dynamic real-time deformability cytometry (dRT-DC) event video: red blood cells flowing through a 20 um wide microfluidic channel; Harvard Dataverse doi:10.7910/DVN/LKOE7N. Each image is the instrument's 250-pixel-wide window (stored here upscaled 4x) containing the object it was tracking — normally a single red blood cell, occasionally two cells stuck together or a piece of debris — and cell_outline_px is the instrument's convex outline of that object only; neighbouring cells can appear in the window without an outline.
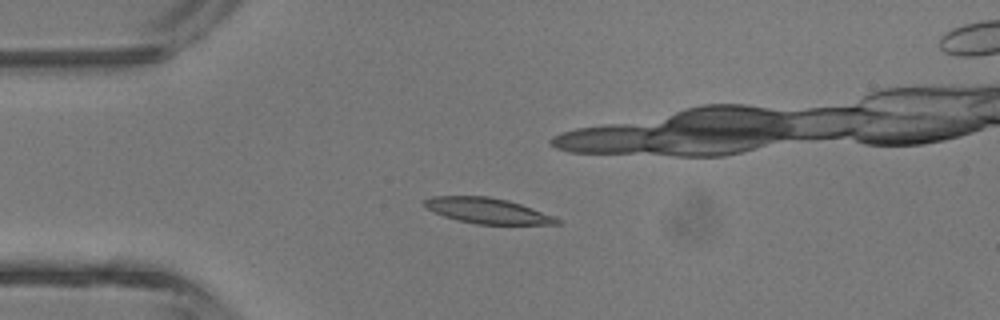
{"species": "common noctule bat (a hibernating species)", "species_latin": "Nyctalus noctula", "temperature_condition": "room temperature", "stored_images_in_passage": 7, "camera_frame_rate_fps": 3000, "um_per_image_px": 0.085, "animal": {"sex": "male", "body_mass_g": 13.3}, "frame": {"image": 1, "passage_image": 3, "time_ms": 2.333, "image_size_px": [1000, 320], "cell_outline_px": [[560, 224], [476, 224], [456, 220], [444, 216], [424, 208], [420, 204], [424, 200], [432, 196], [488, 196], [508, 200], [556, 216], [560, 220]], "centroid_in_image_um": [41.39, 17.91], "position_along_channel_um": 43.6, "area_um2": 19.88}}